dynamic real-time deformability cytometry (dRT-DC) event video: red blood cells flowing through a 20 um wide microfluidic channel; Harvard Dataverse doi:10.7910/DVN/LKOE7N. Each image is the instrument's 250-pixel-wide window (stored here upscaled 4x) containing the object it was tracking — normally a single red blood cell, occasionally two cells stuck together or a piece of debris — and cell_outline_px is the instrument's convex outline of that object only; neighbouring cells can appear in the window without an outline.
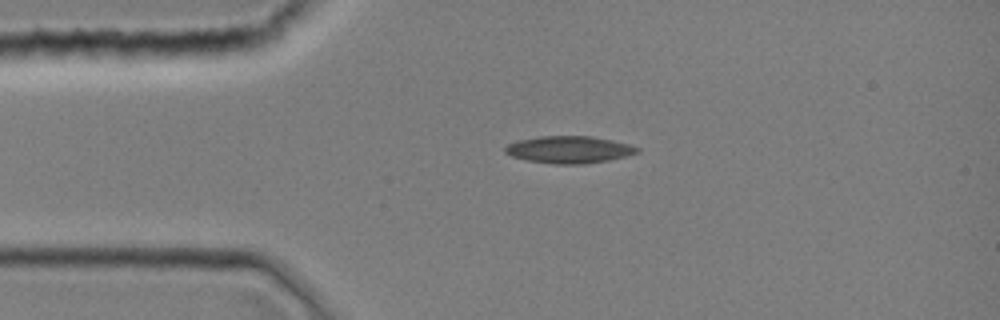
{"species": "common noctule bat (a hibernating species)", "species_latin": "Nyctalus noctula", "temperature_condition": "room temperature", "stored_images_in_passage": 35, "camera_frame_rate_fps": 3000, "um_per_image_px": 0.085, "animal": {"sex": "female", "body_mass_g": 19.0, "forearm_length_mm": 51.5}, "frame": {"image": 1, "passage_image": 1, "time_ms": 0.0, "image_size_px": [1000, 320], "cell_outline_px": [[640, 152], [608, 160], [584, 164], [552, 164], [528, 160], [512, 156], [504, 152], [504, 148], [508, 144], [520, 140], [540, 136], [588, 136], [612, 140], [628, 144], [640, 148]], "centroid_in_image_um": [48.37, 12.72], "position_along_channel_um": 36.6, "area_um2": 20.69}}
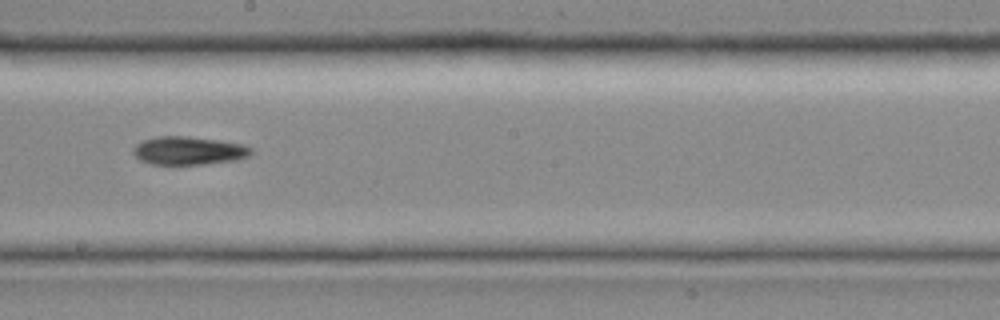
{"frame": {"image": 2, "passage_image": 16, "time_ms": 5.0, "image_size_px": [1000, 320], "cell_outline_px": [[252, 152], [248, 156], [236, 160], [204, 164], [152, 164], [140, 160], [132, 152], [132, 148], [136, 144], [144, 140], [156, 136], [188, 136], [220, 140], [244, 144], [252, 148]], "centroid_in_image_um": [16.04, 12.79], "position_along_channel_um": 232.2, "area_um2": 19.48}}
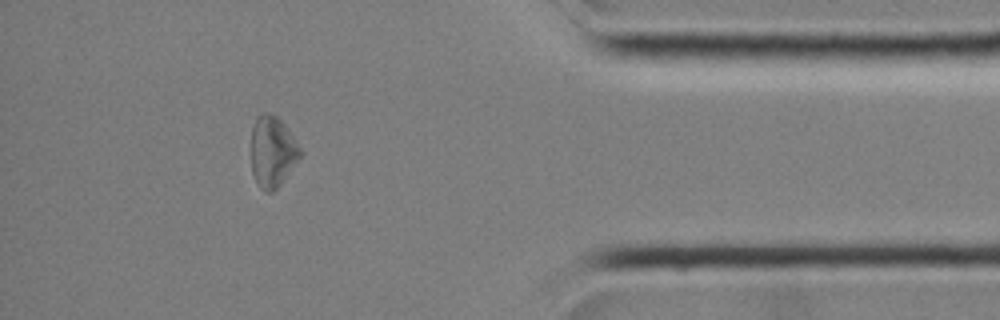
{"frame": {"image": 3, "passage_image": 30, "time_ms": 9.667, "image_size_px": [1000, 320], "cell_outline_px": [[304, 152], [280, 184], [272, 192], [264, 192], [256, 184], [252, 172], [252, 128], [256, 116], [264, 112], [272, 112], [284, 124]], "centroid_in_image_um": [23.16, 12.88], "position_along_channel_um": 412.0, "area_um2": 20.35}}